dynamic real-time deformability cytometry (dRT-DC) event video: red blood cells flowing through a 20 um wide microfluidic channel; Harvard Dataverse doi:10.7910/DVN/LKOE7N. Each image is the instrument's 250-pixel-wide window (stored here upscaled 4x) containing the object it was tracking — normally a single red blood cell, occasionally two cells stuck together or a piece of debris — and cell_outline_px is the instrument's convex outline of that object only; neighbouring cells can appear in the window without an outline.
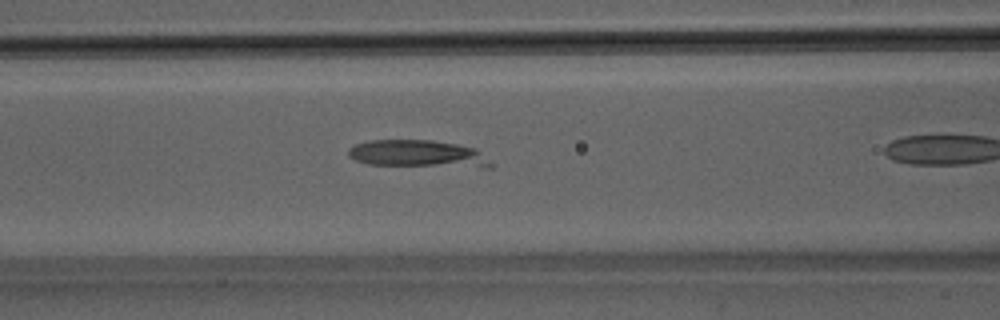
{"species": "Egyptian fruit bat (a non-hibernating species)", "species_latin": "Rousettus aegyptiacus", "temperature_condition": "room temperature", "stored_images_in_passage": 12, "camera_frame_rate_fps": 3000, "um_per_image_px": 0.085, "animal": {"sex": "male"}, "frame": {"image": 1, "passage_image": 8, "time_ms": 2.333, "image_size_px": [1000, 320], "cell_outline_px": [[496, 164], [492, 168], [480, 168], [368, 164], [356, 160], [348, 156], [348, 148], [356, 144], [368, 140], [432, 140], [456, 144], [476, 148]], "centroid_in_image_um": [35.61, 13.09], "position_along_channel_um": 131.0, "area_um2": 23.12}}